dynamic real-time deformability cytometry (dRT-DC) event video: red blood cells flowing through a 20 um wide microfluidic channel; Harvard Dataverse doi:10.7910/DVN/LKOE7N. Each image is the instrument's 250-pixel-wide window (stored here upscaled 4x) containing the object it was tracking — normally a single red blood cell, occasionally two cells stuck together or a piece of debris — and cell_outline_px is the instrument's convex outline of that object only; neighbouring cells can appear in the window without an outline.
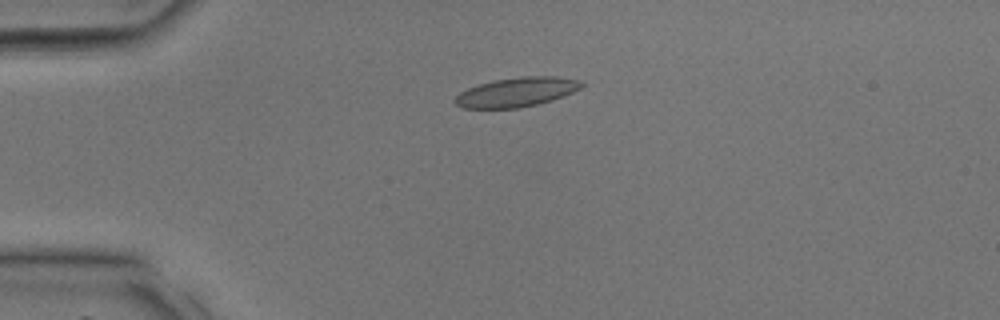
{"species": "common noctule bat (a hibernating species)", "species_latin": "Nyctalus noctula", "temperature_condition": "room temperature", "stored_images_in_passage": 29, "camera_frame_rate_fps": 3000, "um_per_image_px": 0.085, "animal": {"sex": "male", "body_mass_g": 17.9, "forearm_length_mm": 54.2}, "frame": {"image": 1, "passage_image": 1, "time_ms": 0.0, "image_size_px": [1000, 320], "cell_outline_px": [[584, 84], [580, 88], [572, 92], [552, 100], [536, 104], [516, 108], [460, 108], [452, 100], [460, 92], [468, 88], [480, 84], [496, 80], [524, 76], [556, 76], [584, 80]], "centroid_in_image_um": [43.92, 7.82], "position_along_channel_um": 41.1, "area_um2": 21.56}}
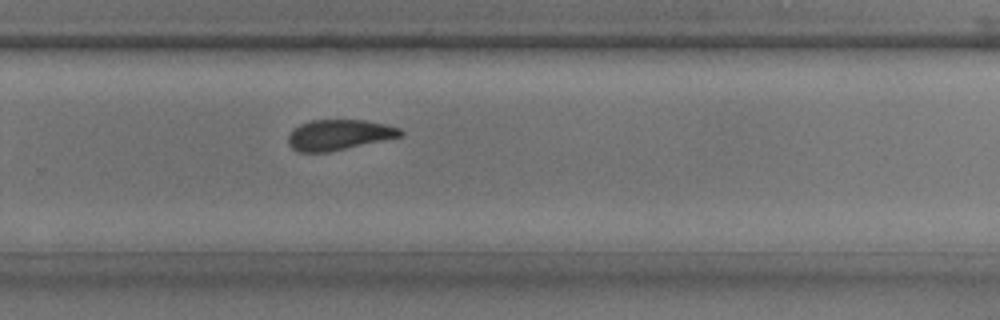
{"frame": {"image": 2, "passage_image": 17, "time_ms": 5.333, "image_size_px": [1000, 320], "cell_outline_px": [[404, 136], [328, 152], [300, 152], [292, 148], [288, 144], [288, 136], [300, 124], [312, 120], [364, 120], [384, 124], [400, 128], [404, 132]], "centroid_in_image_um": [28.84, 11.46], "position_along_channel_um": 301.0, "area_um2": 19.83}}
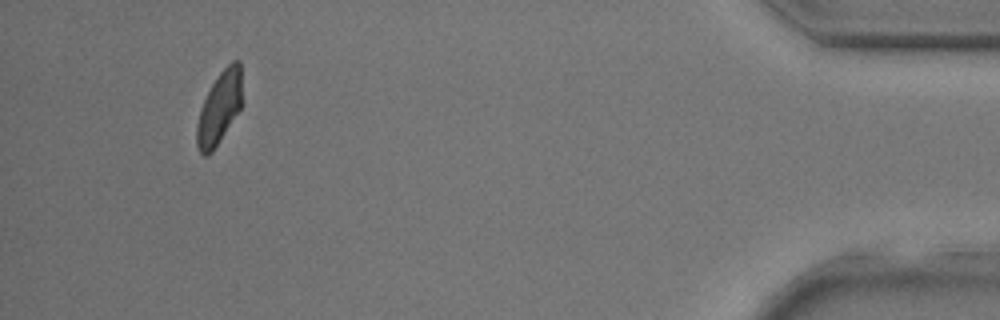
{"frame": {"image": 3, "passage_image": 27, "time_ms": 8.667, "image_size_px": [1000, 320], "cell_outline_px": [[244, 100], [240, 108], [212, 152], [208, 156], [204, 156], [200, 152], [196, 144], [196, 124], [200, 108], [212, 84], [220, 72], [232, 60], [240, 60]], "centroid_in_image_um": [18.67, 9.14], "position_along_channel_um": 416.5, "area_um2": 19.31}}